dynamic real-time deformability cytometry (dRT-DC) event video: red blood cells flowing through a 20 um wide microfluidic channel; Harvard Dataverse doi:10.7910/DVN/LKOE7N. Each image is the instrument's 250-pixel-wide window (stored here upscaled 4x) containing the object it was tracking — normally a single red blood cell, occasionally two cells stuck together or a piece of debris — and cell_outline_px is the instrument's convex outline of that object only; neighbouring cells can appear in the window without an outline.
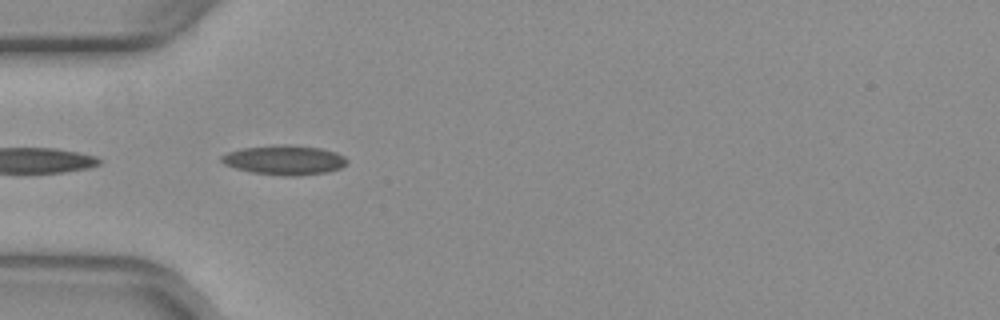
{"species": "common noctule bat (a hibernating species)", "species_latin": "Nyctalus noctula", "temperature_condition": "warm", "stored_images_in_passage": 3, "camera_frame_rate_fps": 3000, "um_per_image_px": 0.085, "animal": {"sex": "female", "body_mass_g": 29.2, "forearm_length_mm": 56.3}, "frame": {"image": 1, "passage_image": 1, "time_ms": 0.0, "image_size_px": [1000, 320], "cell_outline_px": [[348, 164], [340, 168], [328, 172], [296, 176], [280, 176], [252, 172], [236, 168], [224, 164], [220, 160], [220, 156], [228, 152], [244, 148], [320, 148], [336, 152], [344, 156], [348, 160]], "centroid_in_image_um": [24.21, 13.67], "position_along_channel_um": 60.8, "area_um2": 20.52}}